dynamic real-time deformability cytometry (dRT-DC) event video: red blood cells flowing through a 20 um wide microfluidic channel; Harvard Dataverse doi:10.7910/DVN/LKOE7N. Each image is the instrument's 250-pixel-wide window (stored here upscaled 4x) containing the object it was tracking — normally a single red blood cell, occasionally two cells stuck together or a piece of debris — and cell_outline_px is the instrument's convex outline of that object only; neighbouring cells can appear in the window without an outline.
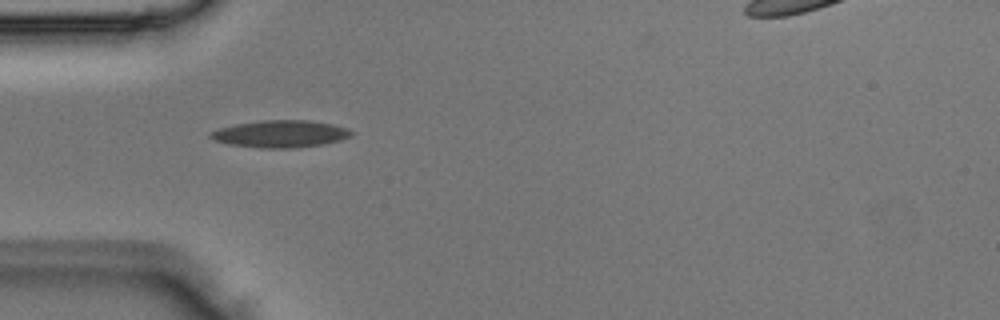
{"species": "Egyptian fruit bat (a non-hibernating species)", "species_latin": "Rousettus aegyptiacus", "temperature_condition": "room temperature", "stored_images_in_passage": 8, "segment_of_instrument_passage": [1, 2], "camera_frame_rate_fps": 3000, "um_per_image_px": 0.085, "animal": {"sex": "male"}, "frame": {"image": 1, "passage_image": 2, "time_ms": 0.333, "image_size_px": [1000, 320], "cell_outline_px": [[352, 136], [340, 140], [324, 144], [288, 148], [260, 148], [228, 144], [216, 140], [208, 136], [208, 132], [220, 128], [236, 124], [264, 120], [308, 120], [332, 124], [348, 128], [352, 132]], "centroid_in_image_um": [23.83, 11.38], "position_along_channel_um": 61.2, "area_um2": 22.2}}
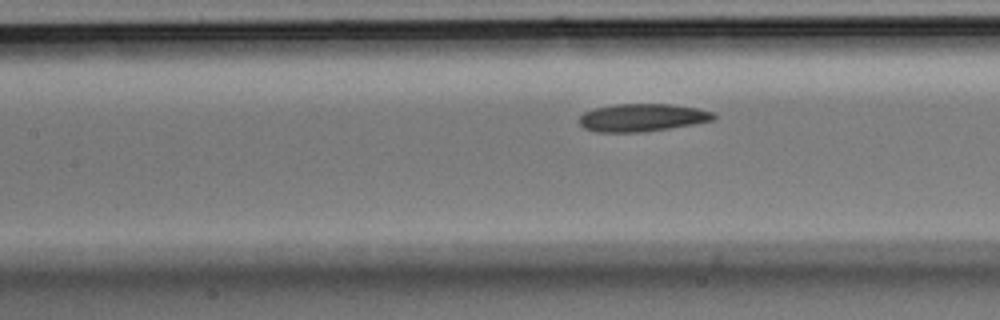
{"frame": {"image": 2, "passage_image": 5, "time_ms": 1.333, "image_size_px": [1000, 320], "cell_outline_px": [[716, 116], [712, 120], [692, 124], [668, 128], [640, 132], [596, 132], [584, 128], [580, 124], [580, 116], [584, 112], [596, 108], [616, 104], [672, 104], [696, 108], [712, 112]], "centroid_in_image_um": [54.55, 9.99], "position_along_channel_um": 152.8, "area_um2": 21.44}}
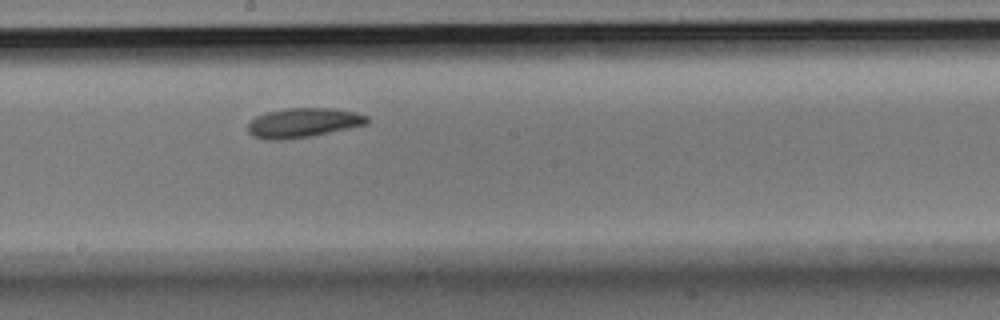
{"frame": {"image": 3, "passage_image": 7, "time_ms": 2.0, "image_size_px": [1000, 320], "cell_outline_px": [[368, 124], [312, 136], [284, 140], [264, 140], [252, 136], [248, 132], [248, 124], [256, 116], [264, 112], [284, 108], [332, 108], [356, 112], [368, 116]], "centroid_in_image_um": [25.74, 10.44], "position_along_channel_um": 222.5, "area_um2": 20.75}}